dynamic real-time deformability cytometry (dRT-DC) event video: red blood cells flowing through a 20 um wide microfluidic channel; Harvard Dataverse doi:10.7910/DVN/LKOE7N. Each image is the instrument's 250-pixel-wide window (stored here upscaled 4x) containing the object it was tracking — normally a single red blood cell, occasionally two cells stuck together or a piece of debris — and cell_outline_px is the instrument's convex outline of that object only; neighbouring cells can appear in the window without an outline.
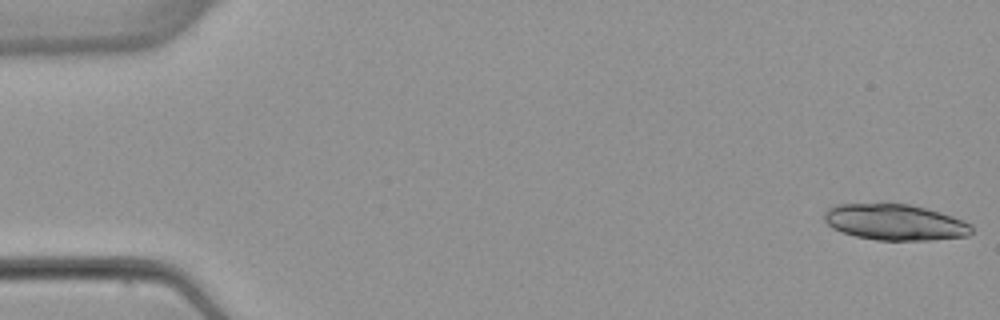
{"species": "common noctule bat (a hibernating species)", "species_latin": "Nyctalus noctula", "temperature_condition": "warm", "stored_images_in_passage": 52, "camera_frame_rate_fps": 3000, "um_per_image_px": 0.085, "animal": {"sex": "female", "body_mass_g": 22.7, "forearm_length_mm": 54.2}, "frame": {"image": 1, "passage_image": 1, "time_ms": 0.0, "image_size_px": [1000, 320], "cell_outline_px": [[972, 232], [968, 236], [932, 240], [876, 240], [856, 236], [840, 232], [832, 228], [824, 220], [824, 212], [828, 208], [836, 204], [884, 200], [908, 204], [940, 212], [964, 220], [972, 224]], "centroid_in_image_um": [76.02, 18.84], "position_along_channel_um": 9.0, "area_um2": 32.02}}
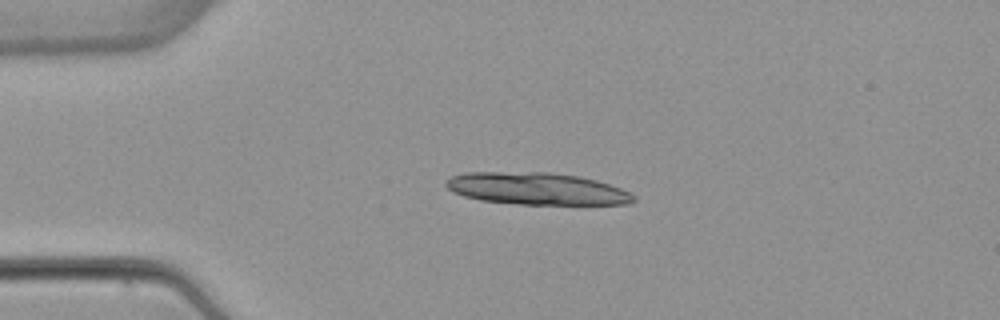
{"frame": {"image": 2, "passage_image": 12, "time_ms": 3.667, "image_size_px": [1000, 320], "cell_outline_px": [[636, 200], [628, 204], [520, 204], [480, 200], [464, 196], [452, 192], [444, 184], [444, 180], [452, 176], [464, 172], [552, 172], [580, 176], [596, 180], [620, 188], [636, 196]], "centroid_in_image_um": [45.59, 16.03], "position_along_channel_um": 39.4, "area_um2": 35.2}, "authors_computed_cell_mechanics": {"area_um2": 25.432, "velocity_mm_per_s": 3.878, "shape_relaxation_time_tau1_ms": 8.3678, "shape_relaxation_time_tau2_ms": null, "deformation_change_tau1": 0.1873, "deformation_change_tau2": null}}